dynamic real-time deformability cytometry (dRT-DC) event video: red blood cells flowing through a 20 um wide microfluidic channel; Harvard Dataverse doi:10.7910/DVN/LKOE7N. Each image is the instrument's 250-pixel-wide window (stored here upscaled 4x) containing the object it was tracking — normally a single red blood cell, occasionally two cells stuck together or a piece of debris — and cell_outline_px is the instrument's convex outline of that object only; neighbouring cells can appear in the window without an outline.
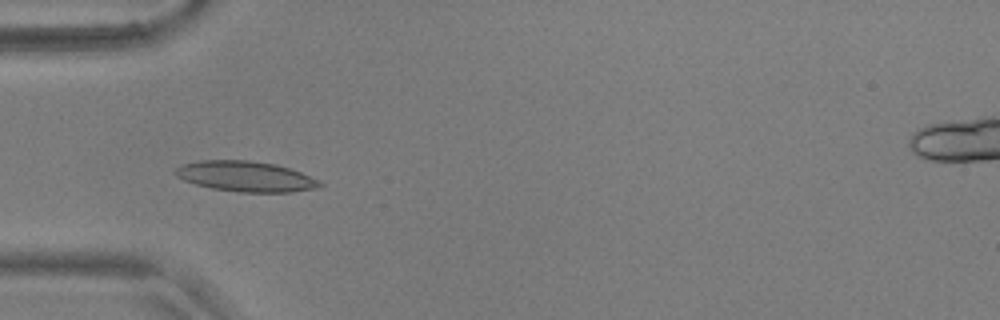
{"species": "common noctule bat (a hibernating species)", "species_latin": "Nyctalus noctula", "temperature_condition": "warm", "stored_images_in_passage": 51, "camera_frame_rate_fps": 3000, "um_per_image_px": 0.085, "animal": {"sex": "male", "body_mass_g": 17.9, "forearm_length_mm": 54.2}, "frame": {"image": 1, "passage_image": 13, "time_ms": 4.0, "image_size_px": [1000, 320], "cell_outline_px": [[324, 184], [316, 188], [292, 192], [240, 192], [212, 188], [196, 184], [184, 180], [176, 176], [172, 172], [176, 168], [184, 164], [200, 160], [248, 160], [276, 164], [300, 172]], "centroid_in_image_um": [20.84, 14.99], "position_along_channel_um": 64.2, "area_um2": 25.37}}
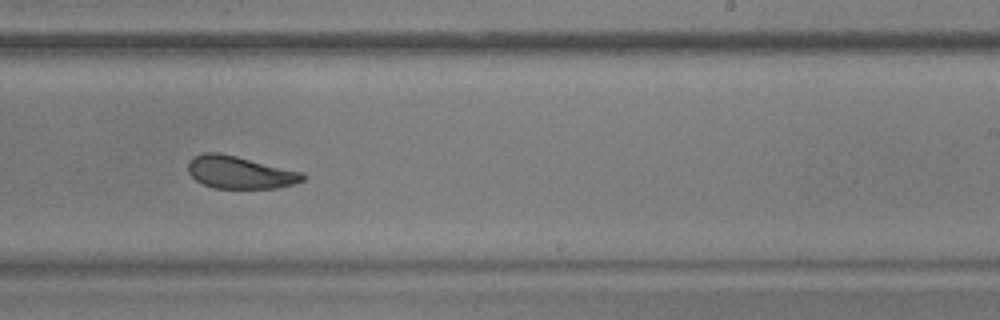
{"frame": {"image": 2, "passage_image": 30, "time_ms": 9.667, "image_size_px": [1000, 320], "cell_outline_px": [[308, 176], [304, 180], [292, 184], [276, 188], [216, 188], [204, 184], [196, 180], [188, 172], [188, 160], [192, 156], [204, 152], [220, 152], [304, 172]], "centroid_in_image_um": [20.39, 14.63], "position_along_channel_um": 268.6, "area_um2": 21.91}}
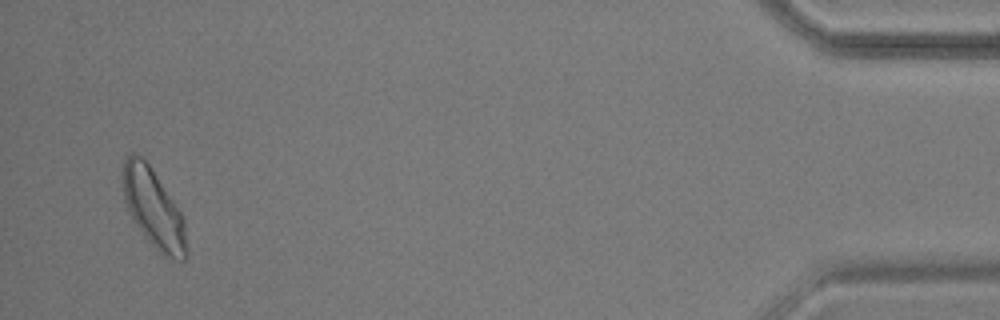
{"frame": {"image": 3, "passage_image": 49, "time_ms": 16.0, "image_size_px": [1000, 320], "cell_outline_px": [[188, 252], [184, 260], [172, 260], [164, 256], [144, 236], [128, 212], [124, 200], [120, 176], [124, 160], [128, 152], [132, 152], [140, 156], [148, 164], [184, 216]], "centroid_in_image_um": [13.03, 17.71], "position_along_channel_um": 422.2, "area_um2": 29.59}, "authors_computed_cell_mechanics": {"area_um2": 23.1778, "velocity_mm_per_s": 3.6302, "shape_relaxation_time_tau1_ms": 8.4034, "shape_relaxation_time_tau2_ms": 2.9536, "deformation_change_tau1": 0.2026, "deformation_change_tau2": 0.1017}}